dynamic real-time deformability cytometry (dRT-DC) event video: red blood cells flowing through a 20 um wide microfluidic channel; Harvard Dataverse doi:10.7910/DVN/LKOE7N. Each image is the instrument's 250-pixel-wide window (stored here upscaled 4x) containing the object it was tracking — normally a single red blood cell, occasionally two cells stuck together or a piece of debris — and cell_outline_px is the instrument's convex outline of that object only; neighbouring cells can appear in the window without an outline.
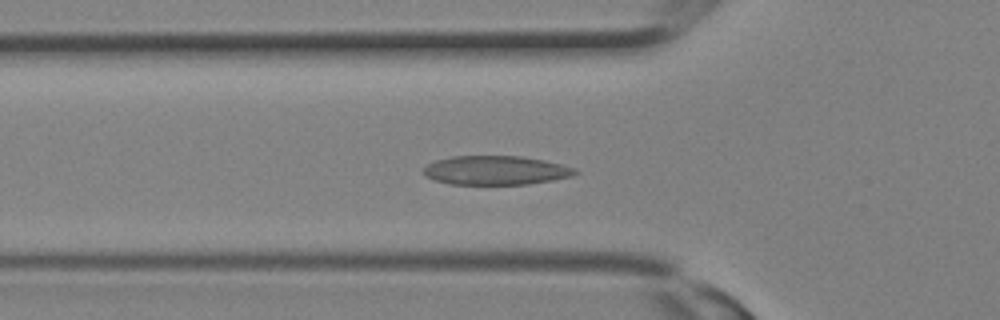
{"species": "Egyptian fruit bat (a non-hibernating species)", "species_latin": "Rousettus aegyptiacus", "temperature_condition": "room temperature", "stored_images_in_passage": 20, "camera_frame_rate_fps": 3000, "um_per_image_px": 0.085, "animal": {"sex": "female"}, "frame": {"image": 1, "passage_image": 10, "time_ms": 3.0, "image_size_px": [1000, 320], "cell_outline_px": [[580, 172], [572, 176], [552, 180], [528, 184], [452, 184], [436, 180], [424, 176], [420, 172], [428, 164], [436, 160], [452, 156], [520, 156], [544, 160], [576, 168]], "centroid_in_image_um": [42.13, 14.47], "position_along_channel_um": 83.7, "area_um2": 25.66}}
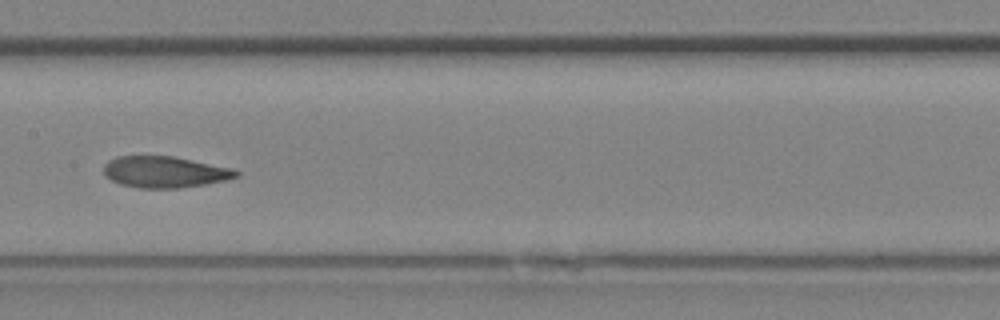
{"frame": {"image": 2, "passage_image": 15, "time_ms": 4.667, "image_size_px": [1000, 320], "cell_outline_px": [[240, 176], [224, 180], [204, 184], [180, 188], [140, 188], [120, 184], [104, 176], [104, 164], [108, 160], [116, 156], [172, 156], [232, 168], [240, 172]], "centroid_in_image_um": [13.98, 14.61], "position_along_channel_um": 193.4, "area_um2": 24.16}}
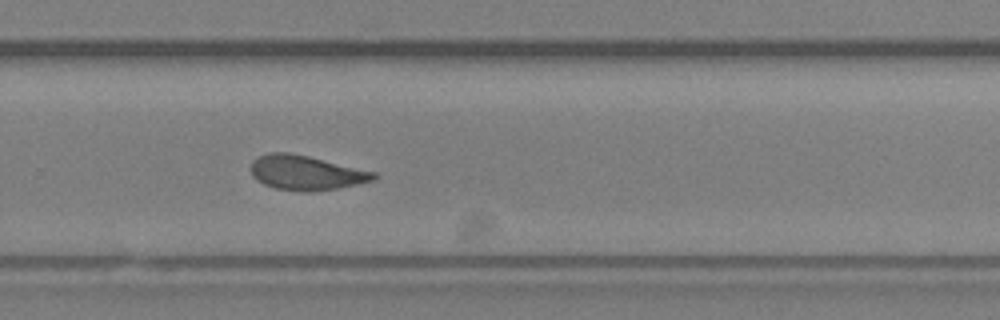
{"frame": {"image": 3, "passage_image": 20, "time_ms": 6.333, "image_size_px": [1000, 320], "cell_outline_px": [[376, 176], [372, 180], [340, 188], [312, 192], [304, 192], [276, 188], [264, 184], [256, 180], [252, 176], [252, 160], [268, 152], [288, 152], [308, 156], [376, 172]], "centroid_in_image_um": [25.99, 14.68], "position_along_channel_um": 303.8, "area_um2": 24.62}}